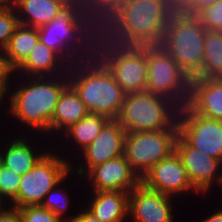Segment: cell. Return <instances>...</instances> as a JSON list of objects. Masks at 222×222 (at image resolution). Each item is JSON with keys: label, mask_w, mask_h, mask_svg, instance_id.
Instances as JSON below:
<instances>
[{"label": "cell", "mask_w": 222, "mask_h": 222, "mask_svg": "<svg viewBox=\"0 0 222 222\" xmlns=\"http://www.w3.org/2000/svg\"><path fill=\"white\" fill-rule=\"evenodd\" d=\"M39 40L61 57L68 47L80 42L79 22L65 11L50 23L38 28Z\"/></svg>", "instance_id": "d6986e66"}, {"label": "cell", "mask_w": 222, "mask_h": 222, "mask_svg": "<svg viewBox=\"0 0 222 222\" xmlns=\"http://www.w3.org/2000/svg\"><path fill=\"white\" fill-rule=\"evenodd\" d=\"M174 5H176L180 0H170Z\"/></svg>", "instance_id": "7bdbcfd3"}, {"label": "cell", "mask_w": 222, "mask_h": 222, "mask_svg": "<svg viewBox=\"0 0 222 222\" xmlns=\"http://www.w3.org/2000/svg\"><path fill=\"white\" fill-rule=\"evenodd\" d=\"M176 139L173 129L126 132L124 156L142 178L155 164L175 151Z\"/></svg>", "instance_id": "8992f818"}, {"label": "cell", "mask_w": 222, "mask_h": 222, "mask_svg": "<svg viewBox=\"0 0 222 222\" xmlns=\"http://www.w3.org/2000/svg\"><path fill=\"white\" fill-rule=\"evenodd\" d=\"M25 136H12L13 139H8L5 146H0V164L21 176L32 169L46 153L39 148L36 150L32 140Z\"/></svg>", "instance_id": "ac0fdd59"}, {"label": "cell", "mask_w": 222, "mask_h": 222, "mask_svg": "<svg viewBox=\"0 0 222 222\" xmlns=\"http://www.w3.org/2000/svg\"><path fill=\"white\" fill-rule=\"evenodd\" d=\"M19 84L9 90L7 107L9 114L30 130L50 136V123L63 90L69 85L62 76H24L16 75ZM21 77V78H20ZM23 77V78H22ZM22 80V81H21ZM24 80V81H23ZM36 130V131H35ZM49 135V136H48Z\"/></svg>", "instance_id": "6da1fadb"}, {"label": "cell", "mask_w": 222, "mask_h": 222, "mask_svg": "<svg viewBox=\"0 0 222 222\" xmlns=\"http://www.w3.org/2000/svg\"><path fill=\"white\" fill-rule=\"evenodd\" d=\"M193 79L200 94L203 116L222 121V78Z\"/></svg>", "instance_id": "83f0119b"}, {"label": "cell", "mask_w": 222, "mask_h": 222, "mask_svg": "<svg viewBox=\"0 0 222 222\" xmlns=\"http://www.w3.org/2000/svg\"><path fill=\"white\" fill-rule=\"evenodd\" d=\"M141 183L148 189L176 198L182 194H200L190 182L183 163L174 151L170 156L160 160L141 178Z\"/></svg>", "instance_id": "7c38bea8"}, {"label": "cell", "mask_w": 222, "mask_h": 222, "mask_svg": "<svg viewBox=\"0 0 222 222\" xmlns=\"http://www.w3.org/2000/svg\"><path fill=\"white\" fill-rule=\"evenodd\" d=\"M85 208L101 222H126L129 193L124 191H91ZM88 203V204H87Z\"/></svg>", "instance_id": "ffe728a7"}, {"label": "cell", "mask_w": 222, "mask_h": 222, "mask_svg": "<svg viewBox=\"0 0 222 222\" xmlns=\"http://www.w3.org/2000/svg\"><path fill=\"white\" fill-rule=\"evenodd\" d=\"M70 175L74 176L73 172H70L60 183H58L52 190H50L44 197V200L41 203V206L50 210L53 214L60 218H64L68 222H71L76 214H73L72 216H66V211L70 206V200L71 197L70 194L67 192L68 190L61 186L62 182L64 184V181L68 179V181L71 180ZM70 177V178H69ZM65 188V189H63ZM64 216V217H63Z\"/></svg>", "instance_id": "f546056e"}, {"label": "cell", "mask_w": 222, "mask_h": 222, "mask_svg": "<svg viewBox=\"0 0 222 222\" xmlns=\"http://www.w3.org/2000/svg\"><path fill=\"white\" fill-rule=\"evenodd\" d=\"M62 57L40 40L31 50L26 60L16 69L22 76H58L61 73ZM18 72V73H17Z\"/></svg>", "instance_id": "d4e9b609"}, {"label": "cell", "mask_w": 222, "mask_h": 222, "mask_svg": "<svg viewBox=\"0 0 222 222\" xmlns=\"http://www.w3.org/2000/svg\"><path fill=\"white\" fill-rule=\"evenodd\" d=\"M70 158L49 150L21 176L17 196L7 205L20 208L41 205L45 195L71 172Z\"/></svg>", "instance_id": "277c9868"}, {"label": "cell", "mask_w": 222, "mask_h": 222, "mask_svg": "<svg viewBox=\"0 0 222 222\" xmlns=\"http://www.w3.org/2000/svg\"><path fill=\"white\" fill-rule=\"evenodd\" d=\"M15 77L16 69L10 63L5 50H0V85L12 84L11 81H13V78L15 79Z\"/></svg>", "instance_id": "d590c367"}, {"label": "cell", "mask_w": 222, "mask_h": 222, "mask_svg": "<svg viewBox=\"0 0 222 222\" xmlns=\"http://www.w3.org/2000/svg\"><path fill=\"white\" fill-rule=\"evenodd\" d=\"M12 89L10 87V85H0V108L2 107L1 104H6L3 102H7L4 101L6 98H9V90ZM6 96V97H5Z\"/></svg>", "instance_id": "ab89813d"}, {"label": "cell", "mask_w": 222, "mask_h": 222, "mask_svg": "<svg viewBox=\"0 0 222 222\" xmlns=\"http://www.w3.org/2000/svg\"><path fill=\"white\" fill-rule=\"evenodd\" d=\"M159 97L167 122L177 137L194 128L203 117L200 94L193 78Z\"/></svg>", "instance_id": "9c48e42d"}, {"label": "cell", "mask_w": 222, "mask_h": 222, "mask_svg": "<svg viewBox=\"0 0 222 222\" xmlns=\"http://www.w3.org/2000/svg\"><path fill=\"white\" fill-rule=\"evenodd\" d=\"M147 69L146 47H139L122 58L110 72L127 94L146 90Z\"/></svg>", "instance_id": "e0dca14e"}, {"label": "cell", "mask_w": 222, "mask_h": 222, "mask_svg": "<svg viewBox=\"0 0 222 222\" xmlns=\"http://www.w3.org/2000/svg\"><path fill=\"white\" fill-rule=\"evenodd\" d=\"M79 32L81 42H88L97 49L103 71L112 70L122 58L139 48L125 29L121 16L115 21L79 27Z\"/></svg>", "instance_id": "5b68a950"}, {"label": "cell", "mask_w": 222, "mask_h": 222, "mask_svg": "<svg viewBox=\"0 0 222 222\" xmlns=\"http://www.w3.org/2000/svg\"><path fill=\"white\" fill-rule=\"evenodd\" d=\"M196 16L207 30L222 31V0L204 8Z\"/></svg>", "instance_id": "836d02e7"}, {"label": "cell", "mask_w": 222, "mask_h": 222, "mask_svg": "<svg viewBox=\"0 0 222 222\" xmlns=\"http://www.w3.org/2000/svg\"><path fill=\"white\" fill-rule=\"evenodd\" d=\"M19 211L23 222H68L41 205L20 207Z\"/></svg>", "instance_id": "d6a6232c"}, {"label": "cell", "mask_w": 222, "mask_h": 222, "mask_svg": "<svg viewBox=\"0 0 222 222\" xmlns=\"http://www.w3.org/2000/svg\"><path fill=\"white\" fill-rule=\"evenodd\" d=\"M102 71L101 59L97 49L88 42L80 41L68 47L62 55L60 76L68 84Z\"/></svg>", "instance_id": "2e32d148"}, {"label": "cell", "mask_w": 222, "mask_h": 222, "mask_svg": "<svg viewBox=\"0 0 222 222\" xmlns=\"http://www.w3.org/2000/svg\"><path fill=\"white\" fill-rule=\"evenodd\" d=\"M109 120L106 116L88 113L83 119L74 123L62 134V139H66L61 141L68 142L69 140V144H72L73 149H77L72 151H78L77 153L80 154L81 151L96 139Z\"/></svg>", "instance_id": "484cf974"}, {"label": "cell", "mask_w": 222, "mask_h": 222, "mask_svg": "<svg viewBox=\"0 0 222 222\" xmlns=\"http://www.w3.org/2000/svg\"><path fill=\"white\" fill-rule=\"evenodd\" d=\"M38 42V28L19 24L5 48V53L15 69L26 60L31 50Z\"/></svg>", "instance_id": "4316f807"}, {"label": "cell", "mask_w": 222, "mask_h": 222, "mask_svg": "<svg viewBox=\"0 0 222 222\" xmlns=\"http://www.w3.org/2000/svg\"><path fill=\"white\" fill-rule=\"evenodd\" d=\"M105 2L107 3H110L112 5H115V6H120L122 3H124L126 0H104Z\"/></svg>", "instance_id": "b9f144b4"}, {"label": "cell", "mask_w": 222, "mask_h": 222, "mask_svg": "<svg viewBox=\"0 0 222 222\" xmlns=\"http://www.w3.org/2000/svg\"><path fill=\"white\" fill-rule=\"evenodd\" d=\"M71 222H101L96 218L92 213H90L86 208L83 207V210H80L76 213V216Z\"/></svg>", "instance_id": "74e56055"}, {"label": "cell", "mask_w": 222, "mask_h": 222, "mask_svg": "<svg viewBox=\"0 0 222 222\" xmlns=\"http://www.w3.org/2000/svg\"><path fill=\"white\" fill-rule=\"evenodd\" d=\"M125 136V129L120 123L116 119H110L96 139L77 156L76 161L82 157L76 163L78 165L73 166L71 162V172H75L76 179L82 180L92 167L124 155Z\"/></svg>", "instance_id": "30bf717a"}, {"label": "cell", "mask_w": 222, "mask_h": 222, "mask_svg": "<svg viewBox=\"0 0 222 222\" xmlns=\"http://www.w3.org/2000/svg\"><path fill=\"white\" fill-rule=\"evenodd\" d=\"M89 111L85 104L79 99L73 88L68 85L62 92L57 102L51 123L50 135H61L74 123L83 119ZM58 132V133H57ZM53 133V134H51ZM61 134V135H60Z\"/></svg>", "instance_id": "cb8c5ba5"}, {"label": "cell", "mask_w": 222, "mask_h": 222, "mask_svg": "<svg viewBox=\"0 0 222 222\" xmlns=\"http://www.w3.org/2000/svg\"><path fill=\"white\" fill-rule=\"evenodd\" d=\"M206 31L196 15L175 10L168 21L161 46L189 78H202Z\"/></svg>", "instance_id": "7a4b0ae2"}, {"label": "cell", "mask_w": 222, "mask_h": 222, "mask_svg": "<svg viewBox=\"0 0 222 222\" xmlns=\"http://www.w3.org/2000/svg\"><path fill=\"white\" fill-rule=\"evenodd\" d=\"M85 104L89 113L117 119L125 98V92L110 71L72 81L69 84Z\"/></svg>", "instance_id": "52a82bcc"}, {"label": "cell", "mask_w": 222, "mask_h": 222, "mask_svg": "<svg viewBox=\"0 0 222 222\" xmlns=\"http://www.w3.org/2000/svg\"><path fill=\"white\" fill-rule=\"evenodd\" d=\"M83 177L90 183V191L129 193L141 183V178L124 155L92 167Z\"/></svg>", "instance_id": "5bb4252c"}, {"label": "cell", "mask_w": 222, "mask_h": 222, "mask_svg": "<svg viewBox=\"0 0 222 222\" xmlns=\"http://www.w3.org/2000/svg\"><path fill=\"white\" fill-rule=\"evenodd\" d=\"M201 222H222V208L219 210H215V213L208 215L203 221Z\"/></svg>", "instance_id": "f35d334b"}, {"label": "cell", "mask_w": 222, "mask_h": 222, "mask_svg": "<svg viewBox=\"0 0 222 222\" xmlns=\"http://www.w3.org/2000/svg\"><path fill=\"white\" fill-rule=\"evenodd\" d=\"M0 222H23L19 208L3 204L0 208Z\"/></svg>", "instance_id": "8d00e7d4"}, {"label": "cell", "mask_w": 222, "mask_h": 222, "mask_svg": "<svg viewBox=\"0 0 222 222\" xmlns=\"http://www.w3.org/2000/svg\"><path fill=\"white\" fill-rule=\"evenodd\" d=\"M118 8L125 29L139 47L161 45L175 11L170 0H126Z\"/></svg>", "instance_id": "3957f363"}, {"label": "cell", "mask_w": 222, "mask_h": 222, "mask_svg": "<svg viewBox=\"0 0 222 222\" xmlns=\"http://www.w3.org/2000/svg\"><path fill=\"white\" fill-rule=\"evenodd\" d=\"M12 6V0H0V10H4Z\"/></svg>", "instance_id": "60d3db41"}, {"label": "cell", "mask_w": 222, "mask_h": 222, "mask_svg": "<svg viewBox=\"0 0 222 222\" xmlns=\"http://www.w3.org/2000/svg\"><path fill=\"white\" fill-rule=\"evenodd\" d=\"M174 198L140 183L129 192L128 219L130 222H174Z\"/></svg>", "instance_id": "9a60e30c"}, {"label": "cell", "mask_w": 222, "mask_h": 222, "mask_svg": "<svg viewBox=\"0 0 222 222\" xmlns=\"http://www.w3.org/2000/svg\"><path fill=\"white\" fill-rule=\"evenodd\" d=\"M218 1L219 0H180L175 5V10L187 15H197L201 10Z\"/></svg>", "instance_id": "e575fe53"}, {"label": "cell", "mask_w": 222, "mask_h": 222, "mask_svg": "<svg viewBox=\"0 0 222 222\" xmlns=\"http://www.w3.org/2000/svg\"><path fill=\"white\" fill-rule=\"evenodd\" d=\"M202 78H222V31H206Z\"/></svg>", "instance_id": "f1b7e54d"}, {"label": "cell", "mask_w": 222, "mask_h": 222, "mask_svg": "<svg viewBox=\"0 0 222 222\" xmlns=\"http://www.w3.org/2000/svg\"><path fill=\"white\" fill-rule=\"evenodd\" d=\"M21 175L0 164V201L9 204L16 196Z\"/></svg>", "instance_id": "4dcf8cb0"}, {"label": "cell", "mask_w": 222, "mask_h": 222, "mask_svg": "<svg viewBox=\"0 0 222 222\" xmlns=\"http://www.w3.org/2000/svg\"><path fill=\"white\" fill-rule=\"evenodd\" d=\"M175 152L180 157L190 182L202 196L209 193L215 184L222 190L220 160L192 147L182 136L176 139Z\"/></svg>", "instance_id": "8fae6325"}, {"label": "cell", "mask_w": 222, "mask_h": 222, "mask_svg": "<svg viewBox=\"0 0 222 222\" xmlns=\"http://www.w3.org/2000/svg\"><path fill=\"white\" fill-rule=\"evenodd\" d=\"M64 10L73 20L79 22V27L115 21L120 16L118 6L104 0H68Z\"/></svg>", "instance_id": "44dd1931"}, {"label": "cell", "mask_w": 222, "mask_h": 222, "mask_svg": "<svg viewBox=\"0 0 222 222\" xmlns=\"http://www.w3.org/2000/svg\"><path fill=\"white\" fill-rule=\"evenodd\" d=\"M57 1H60L65 4L68 0H57Z\"/></svg>", "instance_id": "ee69618b"}, {"label": "cell", "mask_w": 222, "mask_h": 222, "mask_svg": "<svg viewBox=\"0 0 222 222\" xmlns=\"http://www.w3.org/2000/svg\"><path fill=\"white\" fill-rule=\"evenodd\" d=\"M19 24L17 12L13 6L0 10V50H5Z\"/></svg>", "instance_id": "1f68e13d"}, {"label": "cell", "mask_w": 222, "mask_h": 222, "mask_svg": "<svg viewBox=\"0 0 222 222\" xmlns=\"http://www.w3.org/2000/svg\"><path fill=\"white\" fill-rule=\"evenodd\" d=\"M19 23L39 28L50 23L65 10V4L57 0H12Z\"/></svg>", "instance_id": "603a6c76"}, {"label": "cell", "mask_w": 222, "mask_h": 222, "mask_svg": "<svg viewBox=\"0 0 222 222\" xmlns=\"http://www.w3.org/2000/svg\"><path fill=\"white\" fill-rule=\"evenodd\" d=\"M182 137L194 148L222 162V121L203 116Z\"/></svg>", "instance_id": "7402d4cb"}, {"label": "cell", "mask_w": 222, "mask_h": 222, "mask_svg": "<svg viewBox=\"0 0 222 222\" xmlns=\"http://www.w3.org/2000/svg\"><path fill=\"white\" fill-rule=\"evenodd\" d=\"M125 132H146L171 129L165 117L159 94L141 91L125 94L116 119Z\"/></svg>", "instance_id": "ba28073f"}, {"label": "cell", "mask_w": 222, "mask_h": 222, "mask_svg": "<svg viewBox=\"0 0 222 222\" xmlns=\"http://www.w3.org/2000/svg\"><path fill=\"white\" fill-rule=\"evenodd\" d=\"M146 91L161 94L182 86L190 78L161 45L146 47Z\"/></svg>", "instance_id": "4fadbf2b"}]
</instances>
